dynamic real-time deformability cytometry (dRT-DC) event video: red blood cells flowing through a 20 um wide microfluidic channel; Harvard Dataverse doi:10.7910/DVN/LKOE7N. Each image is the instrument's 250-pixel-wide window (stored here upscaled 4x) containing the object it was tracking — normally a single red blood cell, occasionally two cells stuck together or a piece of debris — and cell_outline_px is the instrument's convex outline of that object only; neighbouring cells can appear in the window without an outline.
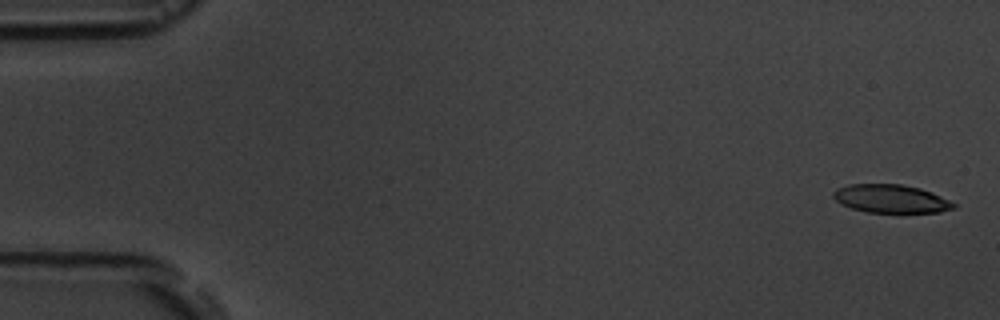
{"species": "common noctule bat (a hibernating species)", "species_latin": "Nyctalus noctula", "temperature_condition": "room temperature", "stored_images_in_passage": 5, "camera_frame_rate_fps": 3000, "um_per_image_px": 0.085, "animal": {"sex": "male", "body_mass_g": 19.5, "forearm_length_mm": 54.6}, "frame": {"image": 1, "passage_image": 1, "time_ms": 0.0, "image_size_px": [1000, 320], "cell_outline_px": [[956, 208], [940, 212], [868, 212], [852, 208], [840, 204], [832, 196], [832, 192], [836, 188], [848, 184], [900, 184], [920, 188], [932, 192], [956, 204]], "centroid_in_image_um": [75.7, 16.88], "position_along_channel_um": 9.3, "area_um2": 19.83}}
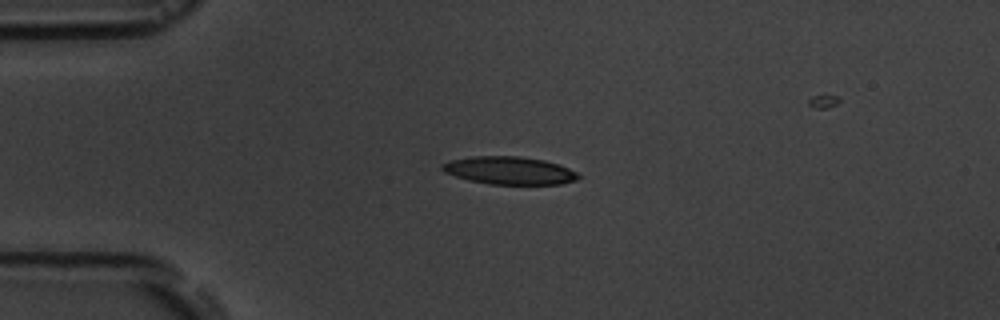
{"frame": {"image": 2, "passage_image": 4, "time_ms": 4.0, "image_size_px": [1000, 320], "cell_outline_px": [[580, 176], [576, 180], [560, 184], [488, 184], [468, 180], [444, 172], [440, 168], [440, 164], [448, 160], [472, 156], [520, 156], [544, 160], [568, 168], [576, 172]], "centroid_in_image_um": [43.23, 14.49], "position_along_channel_um": 41.8, "area_um2": 22.08}}